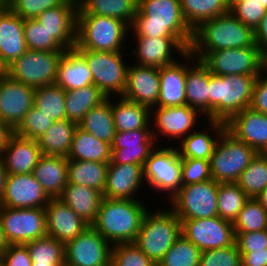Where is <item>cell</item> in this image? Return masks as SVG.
I'll return each mask as SVG.
<instances>
[{"label": "cell", "mask_w": 267, "mask_h": 266, "mask_svg": "<svg viewBox=\"0 0 267 266\" xmlns=\"http://www.w3.org/2000/svg\"><path fill=\"white\" fill-rule=\"evenodd\" d=\"M130 28L135 38L176 37L188 50L193 37L182 16L180 0H138Z\"/></svg>", "instance_id": "obj_1"}, {"label": "cell", "mask_w": 267, "mask_h": 266, "mask_svg": "<svg viewBox=\"0 0 267 266\" xmlns=\"http://www.w3.org/2000/svg\"><path fill=\"white\" fill-rule=\"evenodd\" d=\"M254 45L253 29L229 12L205 21L193 30L188 51L201 60L210 51Z\"/></svg>", "instance_id": "obj_2"}, {"label": "cell", "mask_w": 267, "mask_h": 266, "mask_svg": "<svg viewBox=\"0 0 267 266\" xmlns=\"http://www.w3.org/2000/svg\"><path fill=\"white\" fill-rule=\"evenodd\" d=\"M146 205L140 200L103 197L92 226L111 244L134 243L141 228Z\"/></svg>", "instance_id": "obj_3"}, {"label": "cell", "mask_w": 267, "mask_h": 266, "mask_svg": "<svg viewBox=\"0 0 267 266\" xmlns=\"http://www.w3.org/2000/svg\"><path fill=\"white\" fill-rule=\"evenodd\" d=\"M259 75H214L209 70V121L227 123L250 107L253 86Z\"/></svg>", "instance_id": "obj_4"}, {"label": "cell", "mask_w": 267, "mask_h": 266, "mask_svg": "<svg viewBox=\"0 0 267 266\" xmlns=\"http://www.w3.org/2000/svg\"><path fill=\"white\" fill-rule=\"evenodd\" d=\"M130 27L123 21L93 14H77L75 49L103 52L122 51Z\"/></svg>", "instance_id": "obj_5"}, {"label": "cell", "mask_w": 267, "mask_h": 266, "mask_svg": "<svg viewBox=\"0 0 267 266\" xmlns=\"http://www.w3.org/2000/svg\"><path fill=\"white\" fill-rule=\"evenodd\" d=\"M181 235V221L169 208L145 214L135 244L158 264Z\"/></svg>", "instance_id": "obj_6"}, {"label": "cell", "mask_w": 267, "mask_h": 266, "mask_svg": "<svg viewBox=\"0 0 267 266\" xmlns=\"http://www.w3.org/2000/svg\"><path fill=\"white\" fill-rule=\"evenodd\" d=\"M256 155L252 147L225 129L210 159L212 179L217 183H236Z\"/></svg>", "instance_id": "obj_7"}, {"label": "cell", "mask_w": 267, "mask_h": 266, "mask_svg": "<svg viewBox=\"0 0 267 266\" xmlns=\"http://www.w3.org/2000/svg\"><path fill=\"white\" fill-rule=\"evenodd\" d=\"M64 51L27 50L5 68L11 79L32 88L55 84L57 67Z\"/></svg>", "instance_id": "obj_8"}, {"label": "cell", "mask_w": 267, "mask_h": 266, "mask_svg": "<svg viewBox=\"0 0 267 266\" xmlns=\"http://www.w3.org/2000/svg\"><path fill=\"white\" fill-rule=\"evenodd\" d=\"M86 60L94 85L106 96H122L126 89L128 66L123 61V51L103 52L76 49Z\"/></svg>", "instance_id": "obj_9"}, {"label": "cell", "mask_w": 267, "mask_h": 266, "mask_svg": "<svg viewBox=\"0 0 267 266\" xmlns=\"http://www.w3.org/2000/svg\"><path fill=\"white\" fill-rule=\"evenodd\" d=\"M217 193L218 183L213 179L182 186L169 199L173 206L171 210L181 222L218 216Z\"/></svg>", "instance_id": "obj_10"}, {"label": "cell", "mask_w": 267, "mask_h": 266, "mask_svg": "<svg viewBox=\"0 0 267 266\" xmlns=\"http://www.w3.org/2000/svg\"><path fill=\"white\" fill-rule=\"evenodd\" d=\"M144 179L149 187L172 198L182 187L181 158L177 147L170 146L152 151L143 166ZM151 185V186H150ZM169 193V194H168Z\"/></svg>", "instance_id": "obj_11"}, {"label": "cell", "mask_w": 267, "mask_h": 266, "mask_svg": "<svg viewBox=\"0 0 267 266\" xmlns=\"http://www.w3.org/2000/svg\"><path fill=\"white\" fill-rule=\"evenodd\" d=\"M201 61L214 75H260L264 71V56L258 46L220 49L208 52Z\"/></svg>", "instance_id": "obj_12"}, {"label": "cell", "mask_w": 267, "mask_h": 266, "mask_svg": "<svg viewBox=\"0 0 267 266\" xmlns=\"http://www.w3.org/2000/svg\"><path fill=\"white\" fill-rule=\"evenodd\" d=\"M0 222L10 244L25 245L47 235L45 208L13 209L2 206Z\"/></svg>", "instance_id": "obj_13"}, {"label": "cell", "mask_w": 267, "mask_h": 266, "mask_svg": "<svg viewBox=\"0 0 267 266\" xmlns=\"http://www.w3.org/2000/svg\"><path fill=\"white\" fill-rule=\"evenodd\" d=\"M112 245L89 225L64 245L66 266H110Z\"/></svg>", "instance_id": "obj_14"}, {"label": "cell", "mask_w": 267, "mask_h": 266, "mask_svg": "<svg viewBox=\"0 0 267 266\" xmlns=\"http://www.w3.org/2000/svg\"><path fill=\"white\" fill-rule=\"evenodd\" d=\"M181 234L201 251L226 248L235 243L233 223L219 216L183 220Z\"/></svg>", "instance_id": "obj_15"}, {"label": "cell", "mask_w": 267, "mask_h": 266, "mask_svg": "<svg viewBox=\"0 0 267 266\" xmlns=\"http://www.w3.org/2000/svg\"><path fill=\"white\" fill-rule=\"evenodd\" d=\"M35 88L11 79H0V120L15 130L34 106Z\"/></svg>", "instance_id": "obj_16"}, {"label": "cell", "mask_w": 267, "mask_h": 266, "mask_svg": "<svg viewBox=\"0 0 267 266\" xmlns=\"http://www.w3.org/2000/svg\"><path fill=\"white\" fill-rule=\"evenodd\" d=\"M151 130V131H150ZM157 141L152 129L142 128L132 131H116L111 144V161L114 164H138L145 161L156 147Z\"/></svg>", "instance_id": "obj_17"}, {"label": "cell", "mask_w": 267, "mask_h": 266, "mask_svg": "<svg viewBox=\"0 0 267 266\" xmlns=\"http://www.w3.org/2000/svg\"><path fill=\"white\" fill-rule=\"evenodd\" d=\"M198 113L200 114L197 109L188 105L153 107L151 109V119L155 120H151V123H155V127L152 128L153 137L158 140L159 135L163 134L162 136L170 138V140L172 138L174 140L183 139L192 133L191 130L195 127L197 118H200Z\"/></svg>", "instance_id": "obj_18"}, {"label": "cell", "mask_w": 267, "mask_h": 266, "mask_svg": "<svg viewBox=\"0 0 267 266\" xmlns=\"http://www.w3.org/2000/svg\"><path fill=\"white\" fill-rule=\"evenodd\" d=\"M50 199L33 173L7 175L2 206L13 209L45 208Z\"/></svg>", "instance_id": "obj_19"}, {"label": "cell", "mask_w": 267, "mask_h": 266, "mask_svg": "<svg viewBox=\"0 0 267 266\" xmlns=\"http://www.w3.org/2000/svg\"><path fill=\"white\" fill-rule=\"evenodd\" d=\"M78 0H66L63 4L45 10L35 19L65 49H73L77 41Z\"/></svg>", "instance_id": "obj_20"}, {"label": "cell", "mask_w": 267, "mask_h": 266, "mask_svg": "<svg viewBox=\"0 0 267 266\" xmlns=\"http://www.w3.org/2000/svg\"><path fill=\"white\" fill-rule=\"evenodd\" d=\"M160 94L159 68L130 64L126 89L122 97L152 109L158 106Z\"/></svg>", "instance_id": "obj_21"}, {"label": "cell", "mask_w": 267, "mask_h": 266, "mask_svg": "<svg viewBox=\"0 0 267 266\" xmlns=\"http://www.w3.org/2000/svg\"><path fill=\"white\" fill-rule=\"evenodd\" d=\"M46 232L64 245L80 235L89 224L59 198H51L45 207Z\"/></svg>", "instance_id": "obj_22"}, {"label": "cell", "mask_w": 267, "mask_h": 266, "mask_svg": "<svg viewBox=\"0 0 267 266\" xmlns=\"http://www.w3.org/2000/svg\"><path fill=\"white\" fill-rule=\"evenodd\" d=\"M226 129L238 140L245 142L257 153L267 149V115L248 107L235 114Z\"/></svg>", "instance_id": "obj_23"}, {"label": "cell", "mask_w": 267, "mask_h": 266, "mask_svg": "<svg viewBox=\"0 0 267 266\" xmlns=\"http://www.w3.org/2000/svg\"><path fill=\"white\" fill-rule=\"evenodd\" d=\"M137 48L132 53L137 65L161 68L176 62L173 51L184 55L188 49L176 37L135 38ZM138 56V57H137Z\"/></svg>", "instance_id": "obj_24"}, {"label": "cell", "mask_w": 267, "mask_h": 266, "mask_svg": "<svg viewBox=\"0 0 267 266\" xmlns=\"http://www.w3.org/2000/svg\"><path fill=\"white\" fill-rule=\"evenodd\" d=\"M144 170L138 164H114L109 163L106 185L103 197L111 199L138 200L135 198L139 187L142 186Z\"/></svg>", "instance_id": "obj_25"}, {"label": "cell", "mask_w": 267, "mask_h": 266, "mask_svg": "<svg viewBox=\"0 0 267 266\" xmlns=\"http://www.w3.org/2000/svg\"><path fill=\"white\" fill-rule=\"evenodd\" d=\"M42 155L37 140L19 136L14 132L2 154L6 173H32Z\"/></svg>", "instance_id": "obj_26"}, {"label": "cell", "mask_w": 267, "mask_h": 266, "mask_svg": "<svg viewBox=\"0 0 267 266\" xmlns=\"http://www.w3.org/2000/svg\"><path fill=\"white\" fill-rule=\"evenodd\" d=\"M181 57L194 62L191 67L186 63V105L207 116L209 122V69L189 51Z\"/></svg>", "instance_id": "obj_27"}, {"label": "cell", "mask_w": 267, "mask_h": 266, "mask_svg": "<svg viewBox=\"0 0 267 266\" xmlns=\"http://www.w3.org/2000/svg\"><path fill=\"white\" fill-rule=\"evenodd\" d=\"M27 50L24 19L9 9L0 18V64L6 68Z\"/></svg>", "instance_id": "obj_28"}, {"label": "cell", "mask_w": 267, "mask_h": 266, "mask_svg": "<svg viewBox=\"0 0 267 266\" xmlns=\"http://www.w3.org/2000/svg\"><path fill=\"white\" fill-rule=\"evenodd\" d=\"M32 173L50 198H59L68 185V159L42 155Z\"/></svg>", "instance_id": "obj_29"}, {"label": "cell", "mask_w": 267, "mask_h": 266, "mask_svg": "<svg viewBox=\"0 0 267 266\" xmlns=\"http://www.w3.org/2000/svg\"><path fill=\"white\" fill-rule=\"evenodd\" d=\"M55 84L65 91L94 84L85 58L75 48L64 51L57 67Z\"/></svg>", "instance_id": "obj_30"}, {"label": "cell", "mask_w": 267, "mask_h": 266, "mask_svg": "<svg viewBox=\"0 0 267 266\" xmlns=\"http://www.w3.org/2000/svg\"><path fill=\"white\" fill-rule=\"evenodd\" d=\"M160 94L158 106L186 105V63L176 61L159 68Z\"/></svg>", "instance_id": "obj_31"}, {"label": "cell", "mask_w": 267, "mask_h": 266, "mask_svg": "<svg viewBox=\"0 0 267 266\" xmlns=\"http://www.w3.org/2000/svg\"><path fill=\"white\" fill-rule=\"evenodd\" d=\"M209 129H212L211 136L210 132L202 130L190 133L184 137L181 145L177 146V150L180 158H194V159H204L210 161L213 154L214 148L223 131L226 129V123L221 121L210 120L208 123Z\"/></svg>", "instance_id": "obj_32"}, {"label": "cell", "mask_w": 267, "mask_h": 266, "mask_svg": "<svg viewBox=\"0 0 267 266\" xmlns=\"http://www.w3.org/2000/svg\"><path fill=\"white\" fill-rule=\"evenodd\" d=\"M102 198L100 191L78 184H68L59 197L89 225L97 218Z\"/></svg>", "instance_id": "obj_33"}, {"label": "cell", "mask_w": 267, "mask_h": 266, "mask_svg": "<svg viewBox=\"0 0 267 266\" xmlns=\"http://www.w3.org/2000/svg\"><path fill=\"white\" fill-rule=\"evenodd\" d=\"M111 108L116 131H132L152 128L151 109L120 96L115 104L111 100ZM152 126V127H150Z\"/></svg>", "instance_id": "obj_34"}, {"label": "cell", "mask_w": 267, "mask_h": 266, "mask_svg": "<svg viewBox=\"0 0 267 266\" xmlns=\"http://www.w3.org/2000/svg\"><path fill=\"white\" fill-rule=\"evenodd\" d=\"M78 124L68 119L54 121L52 126L37 139L43 155L67 157Z\"/></svg>", "instance_id": "obj_35"}, {"label": "cell", "mask_w": 267, "mask_h": 266, "mask_svg": "<svg viewBox=\"0 0 267 266\" xmlns=\"http://www.w3.org/2000/svg\"><path fill=\"white\" fill-rule=\"evenodd\" d=\"M111 145L77 127L67 159L78 161L111 162Z\"/></svg>", "instance_id": "obj_36"}, {"label": "cell", "mask_w": 267, "mask_h": 266, "mask_svg": "<svg viewBox=\"0 0 267 266\" xmlns=\"http://www.w3.org/2000/svg\"><path fill=\"white\" fill-rule=\"evenodd\" d=\"M137 7L138 0H78L77 14L113 17L131 27Z\"/></svg>", "instance_id": "obj_37"}, {"label": "cell", "mask_w": 267, "mask_h": 266, "mask_svg": "<svg viewBox=\"0 0 267 266\" xmlns=\"http://www.w3.org/2000/svg\"><path fill=\"white\" fill-rule=\"evenodd\" d=\"M78 127L111 145L116 132L111 98L108 97L100 105L90 109L79 122Z\"/></svg>", "instance_id": "obj_38"}, {"label": "cell", "mask_w": 267, "mask_h": 266, "mask_svg": "<svg viewBox=\"0 0 267 266\" xmlns=\"http://www.w3.org/2000/svg\"><path fill=\"white\" fill-rule=\"evenodd\" d=\"M109 163L68 159V184L94 188L103 194Z\"/></svg>", "instance_id": "obj_39"}, {"label": "cell", "mask_w": 267, "mask_h": 266, "mask_svg": "<svg viewBox=\"0 0 267 266\" xmlns=\"http://www.w3.org/2000/svg\"><path fill=\"white\" fill-rule=\"evenodd\" d=\"M106 99L107 96L94 84L66 91V119L79 124L90 109L100 105Z\"/></svg>", "instance_id": "obj_40"}, {"label": "cell", "mask_w": 267, "mask_h": 266, "mask_svg": "<svg viewBox=\"0 0 267 266\" xmlns=\"http://www.w3.org/2000/svg\"><path fill=\"white\" fill-rule=\"evenodd\" d=\"M182 16L193 31L201 23L230 12L227 0H180Z\"/></svg>", "instance_id": "obj_41"}, {"label": "cell", "mask_w": 267, "mask_h": 266, "mask_svg": "<svg viewBox=\"0 0 267 266\" xmlns=\"http://www.w3.org/2000/svg\"><path fill=\"white\" fill-rule=\"evenodd\" d=\"M29 250L32 266L65 265L64 244L46 235L25 244Z\"/></svg>", "instance_id": "obj_42"}, {"label": "cell", "mask_w": 267, "mask_h": 266, "mask_svg": "<svg viewBox=\"0 0 267 266\" xmlns=\"http://www.w3.org/2000/svg\"><path fill=\"white\" fill-rule=\"evenodd\" d=\"M65 96L57 84L35 88L34 106L53 121L66 119Z\"/></svg>", "instance_id": "obj_43"}, {"label": "cell", "mask_w": 267, "mask_h": 266, "mask_svg": "<svg viewBox=\"0 0 267 266\" xmlns=\"http://www.w3.org/2000/svg\"><path fill=\"white\" fill-rule=\"evenodd\" d=\"M236 183L248 198H256L267 187V157L257 153Z\"/></svg>", "instance_id": "obj_44"}, {"label": "cell", "mask_w": 267, "mask_h": 266, "mask_svg": "<svg viewBox=\"0 0 267 266\" xmlns=\"http://www.w3.org/2000/svg\"><path fill=\"white\" fill-rule=\"evenodd\" d=\"M248 199L237 183H218V216L234 222Z\"/></svg>", "instance_id": "obj_45"}, {"label": "cell", "mask_w": 267, "mask_h": 266, "mask_svg": "<svg viewBox=\"0 0 267 266\" xmlns=\"http://www.w3.org/2000/svg\"><path fill=\"white\" fill-rule=\"evenodd\" d=\"M234 233H247L267 229V211L256 198H248L233 222Z\"/></svg>", "instance_id": "obj_46"}, {"label": "cell", "mask_w": 267, "mask_h": 266, "mask_svg": "<svg viewBox=\"0 0 267 266\" xmlns=\"http://www.w3.org/2000/svg\"><path fill=\"white\" fill-rule=\"evenodd\" d=\"M201 250L182 234L157 266H199Z\"/></svg>", "instance_id": "obj_47"}, {"label": "cell", "mask_w": 267, "mask_h": 266, "mask_svg": "<svg viewBox=\"0 0 267 266\" xmlns=\"http://www.w3.org/2000/svg\"><path fill=\"white\" fill-rule=\"evenodd\" d=\"M24 33L28 50L65 51L35 18L24 19Z\"/></svg>", "instance_id": "obj_48"}, {"label": "cell", "mask_w": 267, "mask_h": 266, "mask_svg": "<svg viewBox=\"0 0 267 266\" xmlns=\"http://www.w3.org/2000/svg\"><path fill=\"white\" fill-rule=\"evenodd\" d=\"M110 266H157L135 243L112 245Z\"/></svg>", "instance_id": "obj_49"}, {"label": "cell", "mask_w": 267, "mask_h": 266, "mask_svg": "<svg viewBox=\"0 0 267 266\" xmlns=\"http://www.w3.org/2000/svg\"><path fill=\"white\" fill-rule=\"evenodd\" d=\"M53 123L54 121L51 118L33 106L14 132L19 136L37 140Z\"/></svg>", "instance_id": "obj_50"}, {"label": "cell", "mask_w": 267, "mask_h": 266, "mask_svg": "<svg viewBox=\"0 0 267 266\" xmlns=\"http://www.w3.org/2000/svg\"><path fill=\"white\" fill-rule=\"evenodd\" d=\"M241 254L236 243L220 248L201 251L199 266H240Z\"/></svg>", "instance_id": "obj_51"}, {"label": "cell", "mask_w": 267, "mask_h": 266, "mask_svg": "<svg viewBox=\"0 0 267 266\" xmlns=\"http://www.w3.org/2000/svg\"><path fill=\"white\" fill-rule=\"evenodd\" d=\"M182 186L212 179L210 161L204 159L181 158Z\"/></svg>", "instance_id": "obj_52"}, {"label": "cell", "mask_w": 267, "mask_h": 266, "mask_svg": "<svg viewBox=\"0 0 267 266\" xmlns=\"http://www.w3.org/2000/svg\"><path fill=\"white\" fill-rule=\"evenodd\" d=\"M66 0H9V9L22 19L36 18L45 10L57 7Z\"/></svg>", "instance_id": "obj_53"}, {"label": "cell", "mask_w": 267, "mask_h": 266, "mask_svg": "<svg viewBox=\"0 0 267 266\" xmlns=\"http://www.w3.org/2000/svg\"><path fill=\"white\" fill-rule=\"evenodd\" d=\"M230 12L253 30L265 15L266 8L258 0H242L230 8Z\"/></svg>", "instance_id": "obj_54"}, {"label": "cell", "mask_w": 267, "mask_h": 266, "mask_svg": "<svg viewBox=\"0 0 267 266\" xmlns=\"http://www.w3.org/2000/svg\"><path fill=\"white\" fill-rule=\"evenodd\" d=\"M239 252H253L267 248V229L235 234Z\"/></svg>", "instance_id": "obj_55"}, {"label": "cell", "mask_w": 267, "mask_h": 266, "mask_svg": "<svg viewBox=\"0 0 267 266\" xmlns=\"http://www.w3.org/2000/svg\"><path fill=\"white\" fill-rule=\"evenodd\" d=\"M4 266H32L29 250L23 244H11L3 254Z\"/></svg>", "instance_id": "obj_56"}, {"label": "cell", "mask_w": 267, "mask_h": 266, "mask_svg": "<svg viewBox=\"0 0 267 266\" xmlns=\"http://www.w3.org/2000/svg\"><path fill=\"white\" fill-rule=\"evenodd\" d=\"M264 75L261 72L255 80L250 107L267 115V75Z\"/></svg>", "instance_id": "obj_57"}, {"label": "cell", "mask_w": 267, "mask_h": 266, "mask_svg": "<svg viewBox=\"0 0 267 266\" xmlns=\"http://www.w3.org/2000/svg\"><path fill=\"white\" fill-rule=\"evenodd\" d=\"M243 266H267V248L253 252H240Z\"/></svg>", "instance_id": "obj_58"}, {"label": "cell", "mask_w": 267, "mask_h": 266, "mask_svg": "<svg viewBox=\"0 0 267 266\" xmlns=\"http://www.w3.org/2000/svg\"><path fill=\"white\" fill-rule=\"evenodd\" d=\"M253 31L255 44L264 55L267 52V10Z\"/></svg>", "instance_id": "obj_59"}, {"label": "cell", "mask_w": 267, "mask_h": 266, "mask_svg": "<svg viewBox=\"0 0 267 266\" xmlns=\"http://www.w3.org/2000/svg\"><path fill=\"white\" fill-rule=\"evenodd\" d=\"M13 133L14 130L9 125L0 120V157H2L3 151L6 148L9 138Z\"/></svg>", "instance_id": "obj_60"}, {"label": "cell", "mask_w": 267, "mask_h": 266, "mask_svg": "<svg viewBox=\"0 0 267 266\" xmlns=\"http://www.w3.org/2000/svg\"><path fill=\"white\" fill-rule=\"evenodd\" d=\"M7 175L8 174L6 173L3 159L0 157V201L2 200L4 194Z\"/></svg>", "instance_id": "obj_61"}, {"label": "cell", "mask_w": 267, "mask_h": 266, "mask_svg": "<svg viewBox=\"0 0 267 266\" xmlns=\"http://www.w3.org/2000/svg\"><path fill=\"white\" fill-rule=\"evenodd\" d=\"M10 245L0 222V255H3Z\"/></svg>", "instance_id": "obj_62"}, {"label": "cell", "mask_w": 267, "mask_h": 266, "mask_svg": "<svg viewBox=\"0 0 267 266\" xmlns=\"http://www.w3.org/2000/svg\"><path fill=\"white\" fill-rule=\"evenodd\" d=\"M262 207L267 211V187L256 197Z\"/></svg>", "instance_id": "obj_63"}, {"label": "cell", "mask_w": 267, "mask_h": 266, "mask_svg": "<svg viewBox=\"0 0 267 266\" xmlns=\"http://www.w3.org/2000/svg\"><path fill=\"white\" fill-rule=\"evenodd\" d=\"M9 10L8 2H2L0 4V18Z\"/></svg>", "instance_id": "obj_64"}, {"label": "cell", "mask_w": 267, "mask_h": 266, "mask_svg": "<svg viewBox=\"0 0 267 266\" xmlns=\"http://www.w3.org/2000/svg\"><path fill=\"white\" fill-rule=\"evenodd\" d=\"M242 0H227V3L229 5V8H231L234 4Z\"/></svg>", "instance_id": "obj_65"}, {"label": "cell", "mask_w": 267, "mask_h": 266, "mask_svg": "<svg viewBox=\"0 0 267 266\" xmlns=\"http://www.w3.org/2000/svg\"><path fill=\"white\" fill-rule=\"evenodd\" d=\"M264 56V71L266 70V74H267V52L263 55Z\"/></svg>", "instance_id": "obj_66"}, {"label": "cell", "mask_w": 267, "mask_h": 266, "mask_svg": "<svg viewBox=\"0 0 267 266\" xmlns=\"http://www.w3.org/2000/svg\"><path fill=\"white\" fill-rule=\"evenodd\" d=\"M264 8L267 10V0H258Z\"/></svg>", "instance_id": "obj_67"}, {"label": "cell", "mask_w": 267, "mask_h": 266, "mask_svg": "<svg viewBox=\"0 0 267 266\" xmlns=\"http://www.w3.org/2000/svg\"><path fill=\"white\" fill-rule=\"evenodd\" d=\"M5 74V68L0 64V77Z\"/></svg>", "instance_id": "obj_68"}, {"label": "cell", "mask_w": 267, "mask_h": 266, "mask_svg": "<svg viewBox=\"0 0 267 266\" xmlns=\"http://www.w3.org/2000/svg\"><path fill=\"white\" fill-rule=\"evenodd\" d=\"M0 266H4L3 255H0Z\"/></svg>", "instance_id": "obj_69"}, {"label": "cell", "mask_w": 267, "mask_h": 266, "mask_svg": "<svg viewBox=\"0 0 267 266\" xmlns=\"http://www.w3.org/2000/svg\"><path fill=\"white\" fill-rule=\"evenodd\" d=\"M263 154L267 157V149L263 152Z\"/></svg>", "instance_id": "obj_70"}, {"label": "cell", "mask_w": 267, "mask_h": 266, "mask_svg": "<svg viewBox=\"0 0 267 266\" xmlns=\"http://www.w3.org/2000/svg\"><path fill=\"white\" fill-rule=\"evenodd\" d=\"M1 208H2V202L0 201V211H1Z\"/></svg>", "instance_id": "obj_71"}]
</instances>
